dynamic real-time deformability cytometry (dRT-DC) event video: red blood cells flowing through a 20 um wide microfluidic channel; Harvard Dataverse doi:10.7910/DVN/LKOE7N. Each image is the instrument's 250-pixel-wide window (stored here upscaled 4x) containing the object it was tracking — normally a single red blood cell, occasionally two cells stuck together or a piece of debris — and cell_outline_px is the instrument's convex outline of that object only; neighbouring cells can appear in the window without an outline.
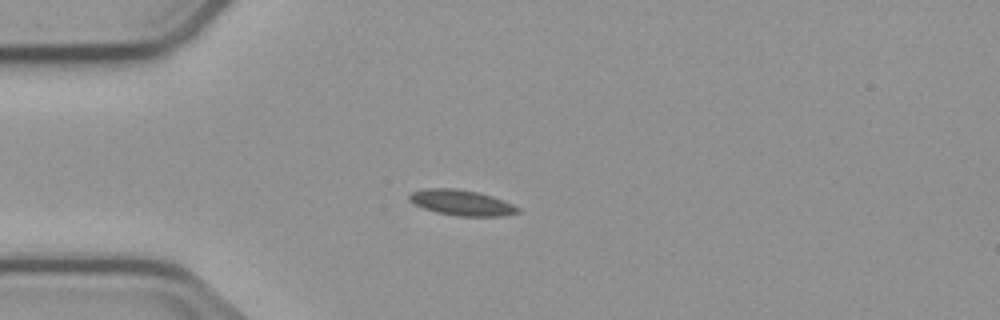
{"species": "common noctule bat (a hibernating species)", "species_latin": "Nyctalus noctula", "temperature_condition": "cold", "stored_images_in_passage": 6, "camera_frame_rate_fps": 3000, "um_per_image_px": 0.085, "animal": {"sex": "male", "body_mass_g": 23.1, "forearm_length_mm": 52.7}, "frame": {"image": 1, "passage_image": 4, "time_ms": 4.333, "image_size_px": [1000, 320], "cell_outline_px": [[520, 212], [504, 216], [456, 216], [436, 212], [412, 204], [408, 200], [408, 196], [412, 192], [424, 188], [456, 188], [476, 192], [492, 196], [512, 204], [520, 208]], "centroid_in_image_um": [39.2, 17.23], "position_along_channel_um": 45.8, "area_um2": 16.24}}
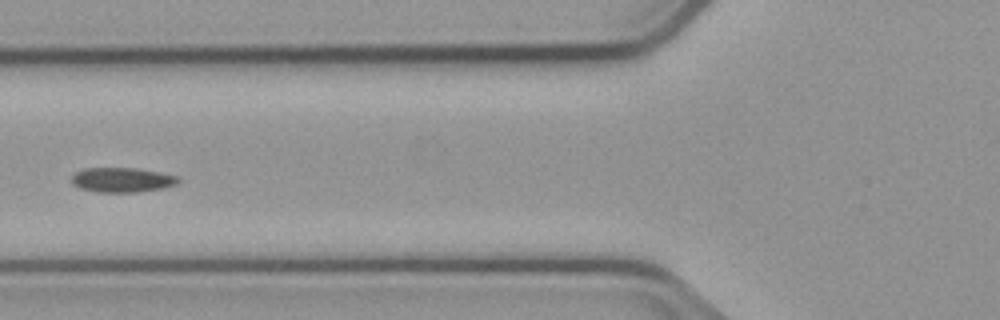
{"frame": {"image": 2, "passage_image": 6, "time_ms": 6.667, "image_size_px": [1000, 320], "cell_outline_px": [[180, 180], [176, 184], [164, 188], [136, 192], [96, 192], [80, 188], [72, 184], [72, 176], [76, 172], [84, 168], [136, 168], [160, 172], [176, 176]], "centroid_in_image_um": [10.36, 15.29], "position_along_channel_um": 115.4, "area_um2": 15.32}}